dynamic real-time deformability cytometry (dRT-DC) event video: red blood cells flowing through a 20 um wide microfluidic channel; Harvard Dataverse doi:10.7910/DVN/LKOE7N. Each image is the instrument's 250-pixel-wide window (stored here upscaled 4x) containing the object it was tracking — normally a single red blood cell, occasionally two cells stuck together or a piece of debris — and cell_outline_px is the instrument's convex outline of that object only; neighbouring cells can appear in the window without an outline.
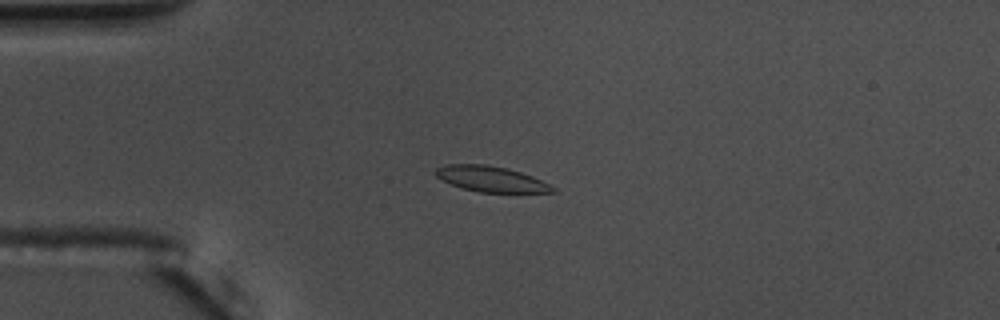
{"species": "common noctule bat (a hibernating species)", "species_latin": "Nyctalus noctula", "temperature_condition": "warm", "stored_images_in_passage": 56, "camera_frame_rate_fps": 3000, "um_per_image_px": 0.085, "animal": {"sex": "male", "body_mass_g": 17.5, "forearm_length_mm": 52.3}, "frame": {"image": 1, "passage_image": 14, "time_ms": 4.333, "image_size_px": [1000, 320], "cell_outline_px": [[556, 192], [480, 192], [460, 188], [436, 176], [432, 172], [436, 168], [448, 164], [484, 164], [508, 168], [532, 176], [556, 188]], "centroid_in_image_um": [41.7, 15.21], "position_along_channel_um": 43.3, "area_um2": 17.34}}
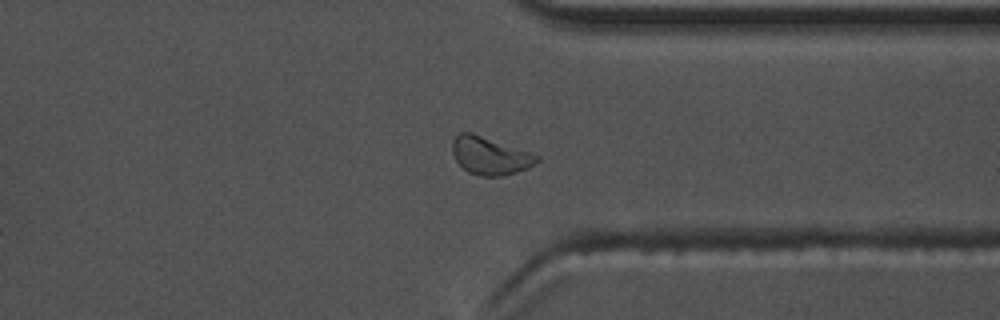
{"frame": {"image": 2, "passage_image": 43, "time_ms": 14.0, "image_size_px": [1000, 320], "cell_outline_px": [[540, 160], [528, 168], [504, 176], [480, 176], [468, 172], [456, 160], [452, 152], [452, 140], [460, 132], [472, 132], [532, 152], [540, 156]], "centroid_in_image_um": [41.67, 13.23], "position_along_channel_um": 369.7, "area_um2": 18.79}}
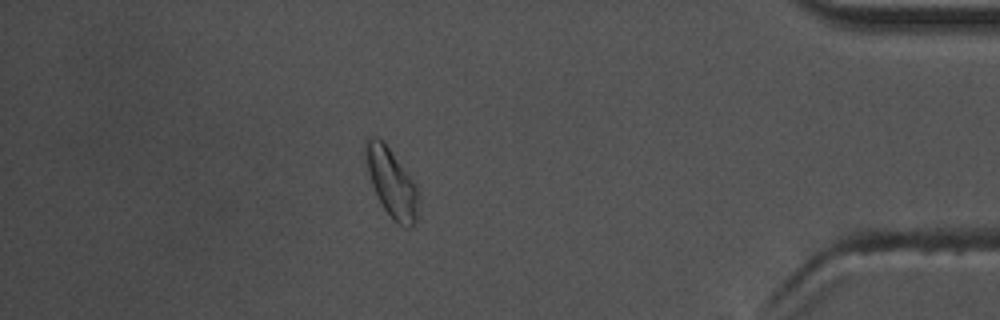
{"frame": {"image": 3, "passage_image": 49, "time_ms": 16.0, "image_size_px": [1000, 320], "cell_outline_px": [[416, 220], [408, 228], [400, 224], [384, 208], [372, 184], [368, 172], [364, 152], [364, 140], [368, 136], [376, 136], [384, 140], [412, 180], [416, 188]], "centroid_in_image_um": [33.21, 15.41], "position_along_channel_um": 402.0, "area_um2": 20.29}, "authors_computed_cell_mechanics": {"area_um2": 17.6868, "velocity_mm_per_s": 3.6379, "shape_relaxation_time_tau1_ms": 4.9004, "shape_relaxation_time_tau2_ms": 5.297, "deformation_change_tau1": 0.1209, "deformation_change_tau2": 0.0716}}